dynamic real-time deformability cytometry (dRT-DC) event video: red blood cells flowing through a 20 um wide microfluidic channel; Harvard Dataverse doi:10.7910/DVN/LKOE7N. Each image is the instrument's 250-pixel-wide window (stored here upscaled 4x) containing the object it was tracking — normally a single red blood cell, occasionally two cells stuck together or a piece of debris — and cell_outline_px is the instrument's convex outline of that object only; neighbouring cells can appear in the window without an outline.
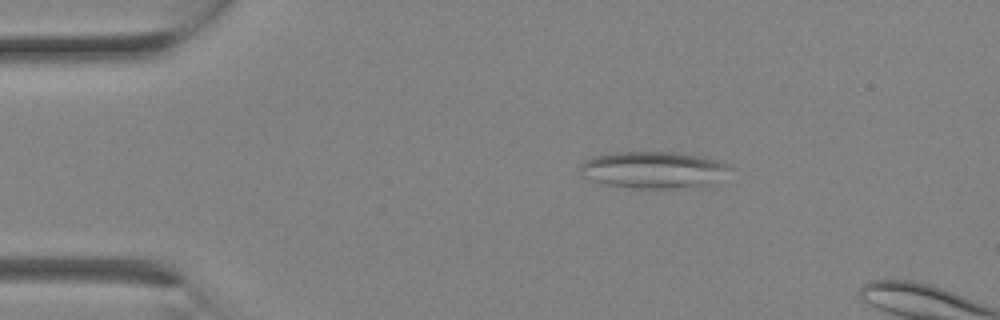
{"species": "Egyptian fruit bat (a non-hibernating species)", "species_latin": "Rousettus aegyptiacus", "temperature_condition": "room temperature", "stored_images_in_passage": 3, "camera_frame_rate_fps": 3000, "um_per_image_px": 0.085, "animal": {"sex": "female"}, "frame": {"image": 1, "passage_image": 2, "time_ms": 0.333, "image_size_px": [1000, 320], "cell_outline_px": [[732, 168], [720, 184], [672, 188], [636, 188], [608, 184], [596, 180], [580, 172], [580, 164], [584, 160], [596, 156], [612, 152], [676, 152], [700, 156], [716, 160], [728, 164]], "centroid_in_image_um": [55.67, 14.43], "position_along_channel_um": 29.3, "area_um2": 32.14}}